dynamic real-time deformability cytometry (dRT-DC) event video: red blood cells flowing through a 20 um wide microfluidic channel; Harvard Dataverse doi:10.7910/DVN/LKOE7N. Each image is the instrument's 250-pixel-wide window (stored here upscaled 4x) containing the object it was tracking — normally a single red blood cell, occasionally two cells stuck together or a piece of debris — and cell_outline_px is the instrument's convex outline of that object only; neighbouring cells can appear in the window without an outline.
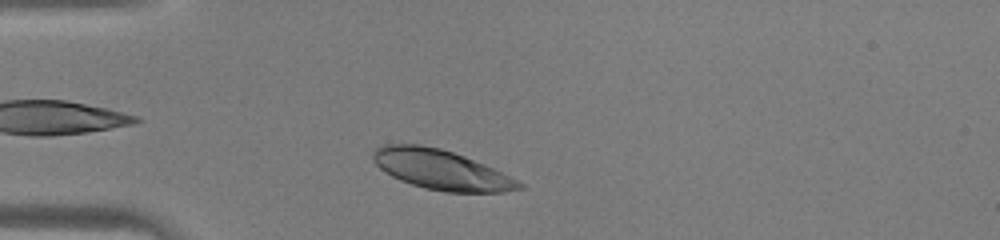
{"species": "human", "species_latin": "Homo sapiens", "temperature_condition": "warm", "stored_images_in_passage": 32, "camera_frame_rate_fps": 3000, "um_per_image_px": 0.085, "donor": {"sex": "male"}, "frame": {"image": 1, "passage_image": 3, "time_ms": 0.667, "image_size_px": [1000, 240], "cell_outline_px": [[524, 188], [504, 192], [444, 192], [424, 188], [400, 180], [392, 176], [380, 168], [372, 160], [372, 152], [376, 148], [384, 144], [420, 144], [440, 148], [464, 156], [484, 164], [524, 184]], "centroid_in_image_um": [37.46, 14.42], "position_along_channel_um": 47.5, "area_um2": 33.64}}
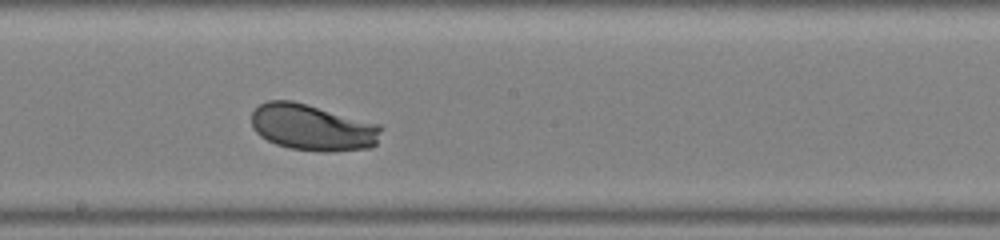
{"frame": {"image": 2, "passage_image": 16, "time_ms": 5.0, "image_size_px": [1000, 240], "cell_outline_px": [[384, 128], [376, 144], [368, 148], [332, 152], [324, 152], [288, 148], [276, 144], [260, 136], [252, 128], [252, 112], [260, 104], [268, 100], [292, 100], [380, 124]], "centroid_in_image_um": [26.58, 10.84], "position_along_channel_um": 221.6, "area_um2": 35.26}}
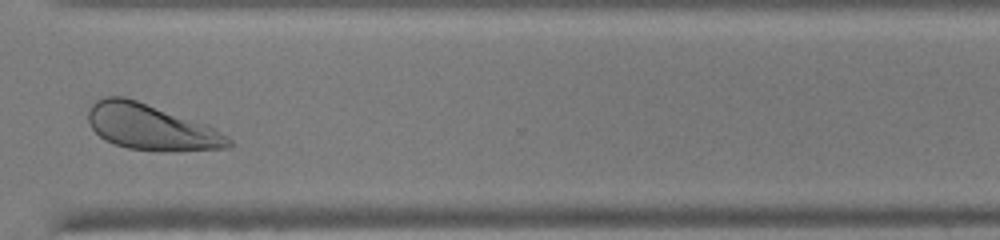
{"frame": {"image": 3, "passage_image": 25, "time_ms": 8.0, "image_size_px": [1000, 240], "cell_outline_px": [[232, 144], [228, 148], [168, 152], [160, 152], [128, 148], [104, 140], [92, 128], [88, 120], [88, 108], [96, 100], [104, 96], [124, 96], [208, 124], [228, 136], [232, 140]], "centroid_in_image_um": [12.86, 10.81], "position_along_channel_um": 357.7, "area_um2": 37.8}}